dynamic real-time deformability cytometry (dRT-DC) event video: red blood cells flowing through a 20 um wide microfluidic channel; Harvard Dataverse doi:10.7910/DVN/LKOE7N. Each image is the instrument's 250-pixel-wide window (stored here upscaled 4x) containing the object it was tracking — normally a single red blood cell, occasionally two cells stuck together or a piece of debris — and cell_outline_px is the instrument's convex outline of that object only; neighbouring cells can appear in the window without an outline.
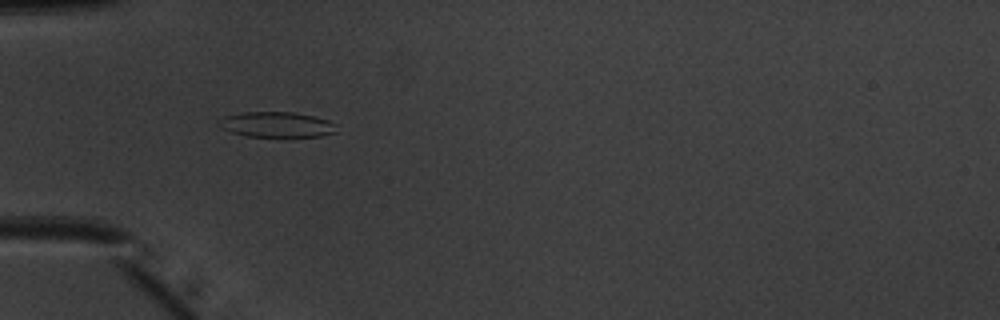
{"species": "common noctule bat (a hibernating species)", "species_latin": "Nyctalus noctula", "temperature_condition": "warm", "stored_images_in_passage": 37, "camera_frame_rate_fps": 3000, "um_per_image_px": 0.085, "animal": {"sex": "male", "body_mass_g": 20.1, "forearm_length_mm": 53.5}, "frame": {"image": 1, "passage_image": 7, "time_ms": 2.0, "image_size_px": [1000, 320], "cell_outline_px": [[336, 132], [320, 136], [248, 136], [232, 132], [220, 128], [216, 124], [216, 120], [224, 116], [240, 112], [292, 112], [312, 116], [328, 120], [336, 124]], "centroid_in_image_um": [23.45, 10.58], "position_along_channel_um": 61.6, "area_um2": 17.4}}
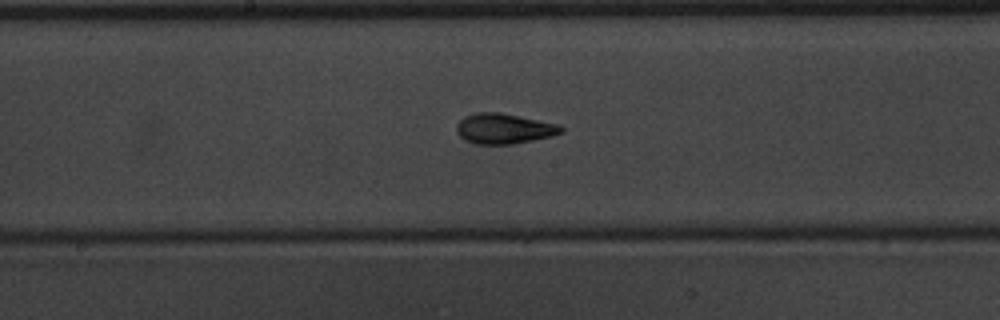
{"frame": {"image": 2, "passage_image": 18, "time_ms": 5.667, "image_size_px": [1000, 320], "cell_outline_px": [[564, 132], [552, 136], [512, 144], [476, 144], [464, 140], [456, 132], [456, 124], [464, 116], [476, 112], [500, 112], [556, 124], [564, 128]], "centroid_in_image_um": [42.79, 10.93], "position_along_channel_um": 205.4, "area_um2": 18.44}}
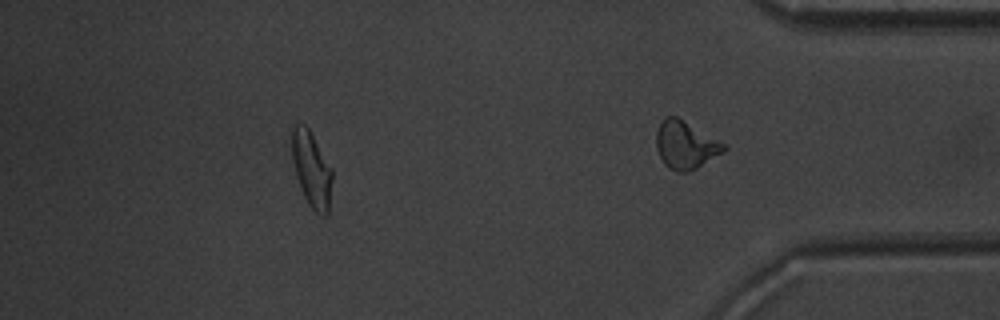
{"frame": {"image": 3, "passage_image": 31, "time_ms": 10.0, "image_size_px": [1000, 320], "cell_outline_px": [[332, 180], [328, 216], [324, 216], [316, 212], [308, 204], [300, 188], [296, 176], [292, 160], [292, 128], [296, 124], [304, 124], [308, 128], [332, 168]], "centroid_in_image_um": [26.49, 14.42], "position_along_channel_um": 408.7, "area_um2": 17.69}, "authors_computed_cell_mechanics": {"area_um2": 17.629, "velocity_mm_per_s": 4.0288, "shape_relaxation_time_tau1_ms": 4.5207, "shape_relaxation_time_tau2_ms": 1.2906, "deformation_change_tau1": 0.1722, "deformation_change_tau2": 0.0814}}